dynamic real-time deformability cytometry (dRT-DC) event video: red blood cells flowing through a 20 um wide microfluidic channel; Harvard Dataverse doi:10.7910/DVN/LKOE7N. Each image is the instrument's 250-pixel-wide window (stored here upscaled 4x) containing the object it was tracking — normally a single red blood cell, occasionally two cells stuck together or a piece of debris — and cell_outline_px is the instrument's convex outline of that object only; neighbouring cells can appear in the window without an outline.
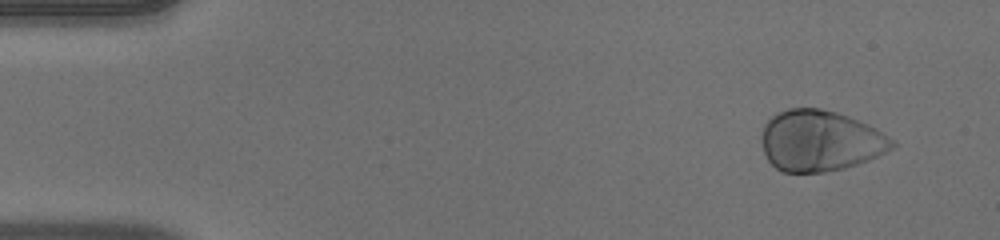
{"species": "human", "species_latin": "Homo sapiens", "temperature_condition": "warm", "stored_images_in_passage": 51, "camera_frame_rate_fps": 3000, "um_per_image_px": 0.085, "donor": {"sex": "male"}, "frame": {"image": 1, "passage_image": 4, "time_ms": 1.0, "image_size_px": [1000, 240], "cell_outline_px": [[896, 144], [892, 148], [868, 160], [844, 168], [824, 172], [784, 172], [776, 168], [768, 160], [764, 152], [760, 140], [760, 136], [764, 124], [776, 112], [788, 108], [820, 108], [836, 112], [848, 116], [868, 124], [876, 128], [892, 140]], "centroid_in_image_um": [69.66, 11.95], "position_along_channel_um": 15.3, "area_um2": 46.36}}
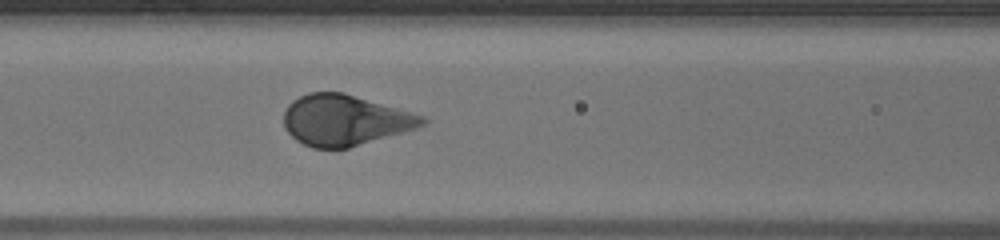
{"frame": {"image": 2, "passage_image": 22, "time_ms": 7.0, "image_size_px": [1000, 240], "cell_outline_px": [[428, 120], [424, 124], [416, 128], [348, 148], [312, 148], [296, 140], [284, 128], [284, 112], [288, 104], [292, 100], [308, 92], [344, 92], [424, 116]], "centroid_in_image_um": [29.28, 10.21], "position_along_channel_um": 137.3, "area_um2": 40.75}}
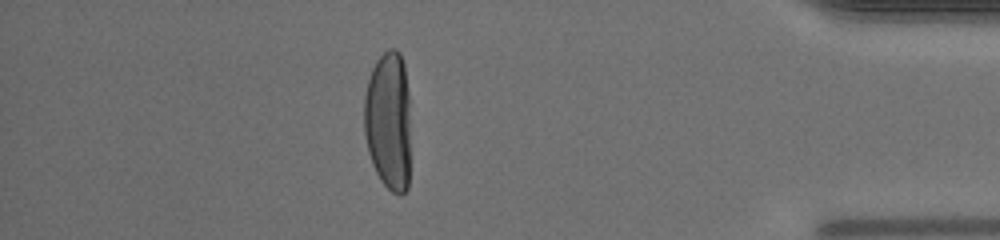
{"frame": {"image": 3, "passage_image": 45, "time_ms": 14.667, "image_size_px": [1000, 240], "cell_outline_px": [[408, 188], [400, 196], [392, 192], [380, 180], [372, 164], [368, 152], [364, 132], [364, 96], [368, 80], [372, 68], [376, 60], [388, 48], [396, 48], [400, 52], [404, 64], [408, 92]], "centroid_in_image_um": [32.99, 10.25], "position_along_channel_um": 402.2, "area_um2": 37.69}, "authors_computed_cell_mechanics": {"area_um2": 43.639, "velocity_mm_per_s": 3.966, "shape_relaxation_time_tau1_ms": 2.1602, "shape_relaxation_time_tau2_ms": null, "deformation_change_tau1": 0.177, "deformation_change_tau2": null}}